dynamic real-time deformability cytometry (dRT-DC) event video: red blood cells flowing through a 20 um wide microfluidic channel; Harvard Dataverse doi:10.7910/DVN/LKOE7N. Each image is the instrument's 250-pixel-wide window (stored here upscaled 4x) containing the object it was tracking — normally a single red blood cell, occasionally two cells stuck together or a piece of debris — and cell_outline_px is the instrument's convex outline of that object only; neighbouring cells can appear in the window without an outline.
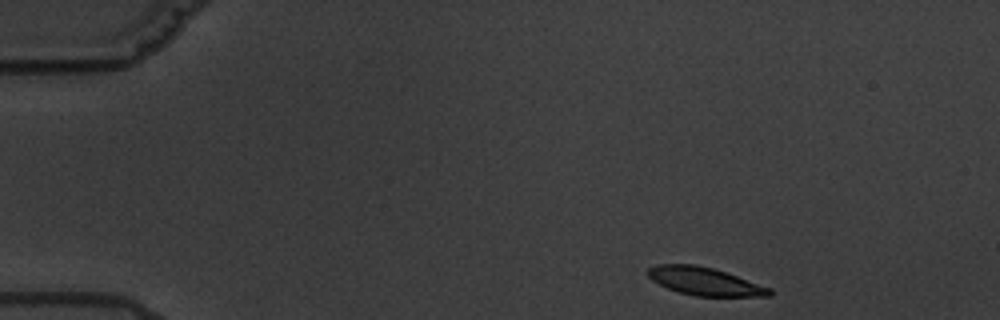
{"species": "common noctule bat (a hibernating species)", "species_latin": "Nyctalus noctula", "temperature_condition": "warm", "stored_images_in_passage": 5, "camera_frame_rate_fps": 3000, "um_per_image_px": 0.085, "animal": {"sex": "male", "body_mass_g": 19.5, "forearm_length_mm": 54.6}, "frame": {"image": 1, "passage_image": 1, "time_ms": 0.0, "image_size_px": [1000, 320], "cell_outline_px": [[772, 296], [696, 296], [680, 292], [668, 288], [652, 280], [644, 272], [648, 268], [656, 264], [696, 264], [712, 268], [772, 288]], "centroid_in_image_um": [59.87, 23.9], "position_along_channel_um": 25.1, "area_um2": 19.71}}
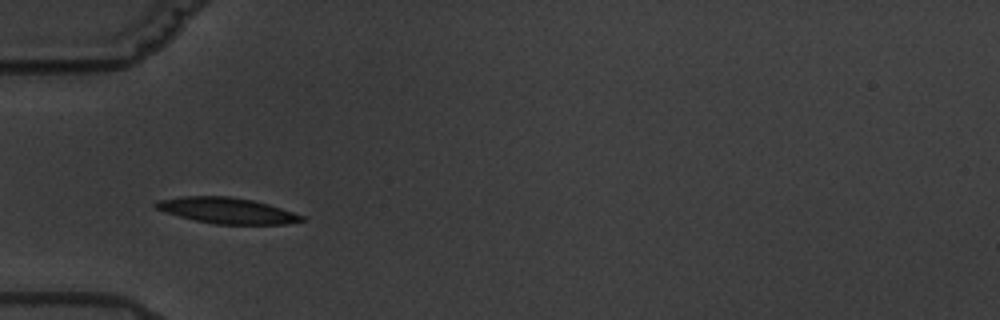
{"frame": {"image": 2, "passage_image": 4, "time_ms": 3.667, "image_size_px": [1000, 320], "cell_outline_px": [[304, 220], [284, 224], [216, 224], [196, 220], [164, 212], [156, 208], [152, 204], [160, 200], [180, 196], [228, 196], [252, 200], [268, 204], [304, 216]], "centroid_in_image_um": [19.26, 17.89], "position_along_channel_um": 65.7, "area_um2": 21.68}}